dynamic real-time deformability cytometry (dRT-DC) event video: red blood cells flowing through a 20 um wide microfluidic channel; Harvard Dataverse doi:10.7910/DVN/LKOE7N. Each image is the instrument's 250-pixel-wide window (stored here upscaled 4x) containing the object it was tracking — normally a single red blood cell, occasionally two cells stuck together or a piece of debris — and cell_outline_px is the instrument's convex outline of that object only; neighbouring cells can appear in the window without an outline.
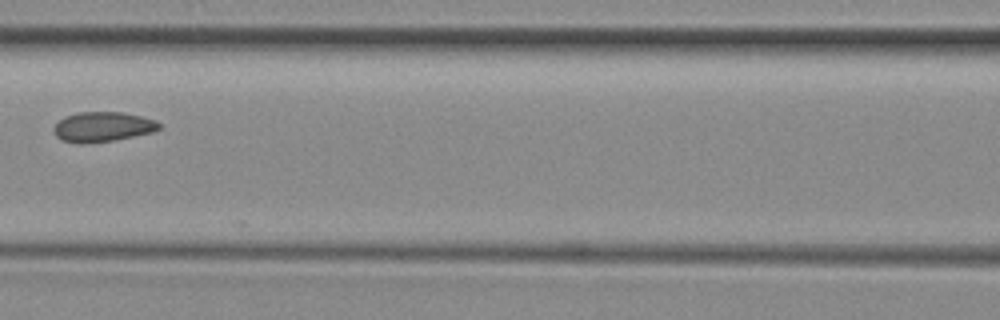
{"species": "common noctule bat (a hibernating species)", "species_latin": "Nyctalus noctula", "temperature_condition": "room temperature", "stored_images_in_passage": 5, "camera_frame_rate_fps": 3000, "um_per_image_px": 0.085, "animal": {"sex": "female", "body_mass_g": 29.2, "forearm_length_mm": 56.3}, "frame": {"image": 1, "passage_image": 4, "time_ms": 3.667, "image_size_px": [1000, 320], "cell_outline_px": [[160, 128], [152, 132], [112, 140], [80, 144], [76, 144], [60, 140], [56, 136], [52, 128], [64, 116], [76, 112], [124, 112], [156, 120], [160, 124]], "centroid_in_image_um": [8.67, 10.77], "position_along_channel_um": 157.9, "area_um2": 18.38}}
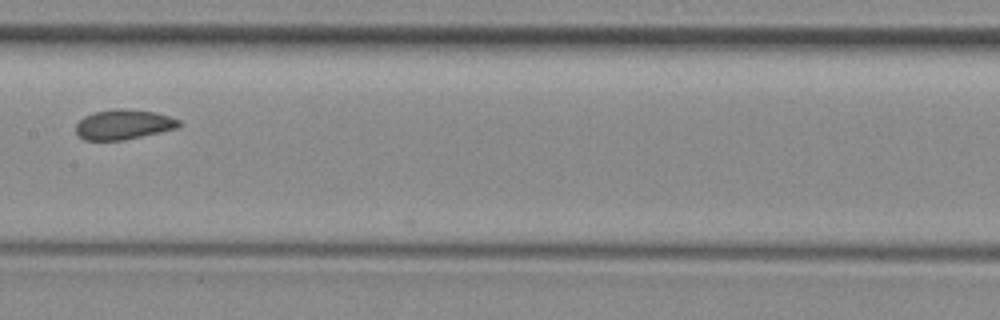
{"frame": {"image": 2, "passage_image": 5, "time_ms": 4.667, "image_size_px": [1000, 320], "cell_outline_px": [[180, 124], [176, 128], [160, 132], [124, 140], [84, 140], [76, 132], [76, 124], [84, 116], [92, 112], [112, 108], [124, 108], [156, 112], [180, 120]], "centroid_in_image_um": [10.47, 10.56], "position_along_channel_um": 196.9, "area_um2": 18.03}}